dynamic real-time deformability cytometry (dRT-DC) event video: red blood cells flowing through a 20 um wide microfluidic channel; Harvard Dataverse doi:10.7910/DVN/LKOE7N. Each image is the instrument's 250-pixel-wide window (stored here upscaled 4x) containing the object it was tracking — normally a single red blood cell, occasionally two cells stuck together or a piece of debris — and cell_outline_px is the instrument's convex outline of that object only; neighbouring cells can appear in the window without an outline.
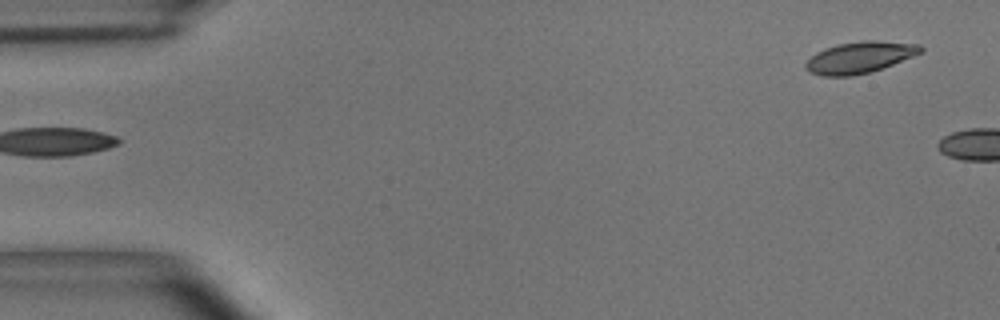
{"species": "common noctule bat (a hibernating species)", "species_latin": "Nyctalus noctula", "temperature_condition": "room temperature", "stored_images_in_passage": 6, "segment_of_instrument_passage": [2, 2], "camera_frame_rate_fps": 3000, "um_per_image_px": 0.085, "animal": {"sex": "male", "body_mass_g": 15.6}, "frame": {"image": 1, "passage_image": 6, "time_ms": 1.667, "image_size_px": [1000, 320], "cell_outline_px": [[924, 52], [892, 64], [868, 72], [852, 76], [820, 76], [808, 72], [804, 68], [804, 64], [816, 52], [824, 48], [836, 44], [860, 40], [876, 40], [920, 44], [924, 48]], "centroid_in_image_um": [73.05, 4.86], "position_along_channel_um": 11.9, "area_um2": 21.27}}